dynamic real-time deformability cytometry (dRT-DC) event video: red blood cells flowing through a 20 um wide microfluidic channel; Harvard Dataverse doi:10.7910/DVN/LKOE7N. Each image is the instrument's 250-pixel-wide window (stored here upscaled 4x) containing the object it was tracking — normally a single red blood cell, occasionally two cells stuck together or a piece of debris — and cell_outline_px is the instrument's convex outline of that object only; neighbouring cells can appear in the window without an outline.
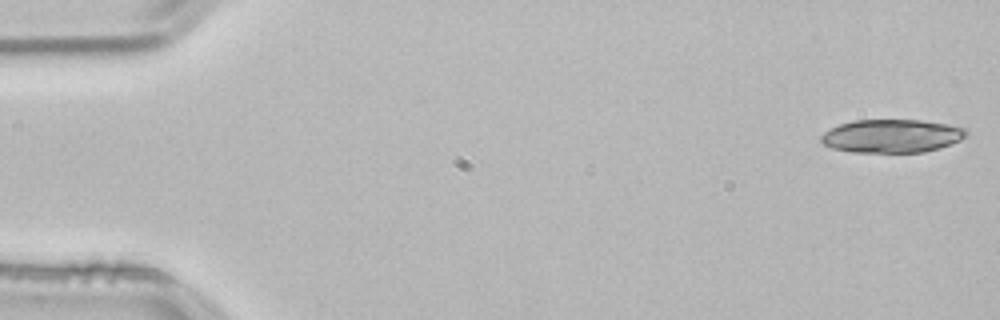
{"species": "common noctule bat (a hibernating species)", "species_latin": "Nyctalus noctula", "temperature_condition": "room temperature", "stored_images_in_passage": 19, "camera_frame_rate_fps": 3000, "um_per_image_px": 0.085, "animal": {"sex": "male", "body_mass_g": 21.5, "forearm_length_mm": 52.0}, "frame": {"image": 1, "passage_image": 1, "time_ms": 0.0, "image_size_px": [1000, 320], "cell_outline_px": [[968, 136], [952, 144], [940, 148], [924, 152], [852, 152], [832, 148], [824, 144], [820, 140], [820, 136], [824, 132], [840, 124], [856, 120], [920, 120], [948, 124], [964, 128], [968, 132]], "centroid_in_image_um": [75.83, 11.56], "position_along_channel_um": 9.2, "area_um2": 28.21}}
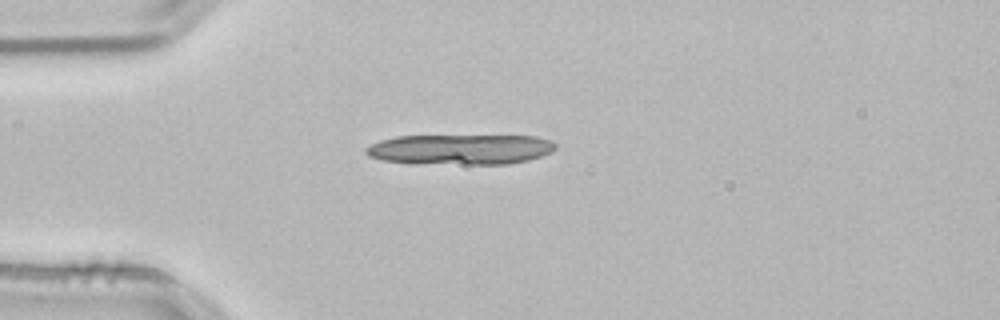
{"frame": {"image": 2, "passage_image": 13, "time_ms": 4.0, "image_size_px": [1000, 320], "cell_outline_px": [[556, 148], [552, 152], [528, 160], [508, 164], [412, 164], [380, 160], [368, 156], [364, 152], [364, 148], [380, 140], [396, 136], [536, 136], [552, 140], [556, 144]], "centroid_in_image_um": [39.1, 12.71], "position_along_channel_um": 45.9, "area_um2": 33.93}}